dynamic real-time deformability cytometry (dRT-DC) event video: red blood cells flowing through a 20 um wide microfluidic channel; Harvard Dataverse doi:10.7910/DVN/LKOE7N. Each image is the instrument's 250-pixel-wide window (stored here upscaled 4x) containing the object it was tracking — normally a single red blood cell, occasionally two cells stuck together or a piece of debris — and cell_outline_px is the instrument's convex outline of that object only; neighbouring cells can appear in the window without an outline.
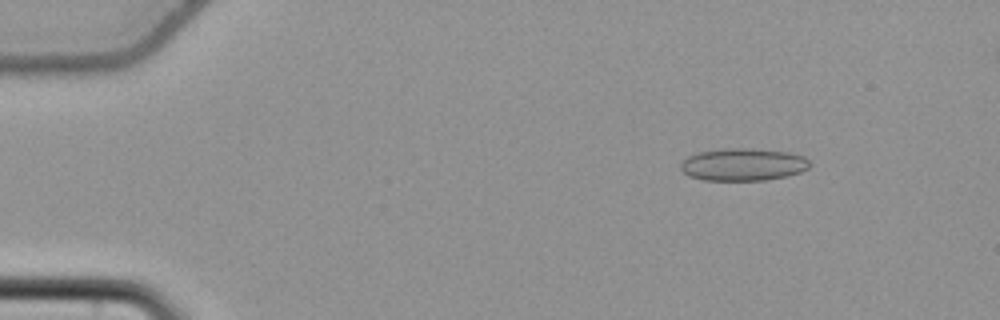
{"species": "common noctule bat (a hibernating species)", "species_latin": "Nyctalus noctula", "temperature_condition": "cold", "stored_images_in_passage": 57, "camera_frame_rate_fps": 3000, "um_per_image_px": 0.085, "animal": {"sex": "female", "body_mass_g": 22.7, "forearm_length_mm": 54.2}, "frame": {"image": 1, "passage_image": 8, "time_ms": 2.333, "image_size_px": [1000, 320], "cell_outline_px": [[812, 164], [808, 168], [800, 172], [788, 176], [764, 180], [704, 180], [688, 176], [680, 168], [680, 164], [688, 156], [700, 152], [724, 148], [752, 148], [788, 152], [804, 156]], "centroid_in_image_um": [63.18, 13.98], "position_along_channel_um": 21.8, "area_um2": 24.51}}
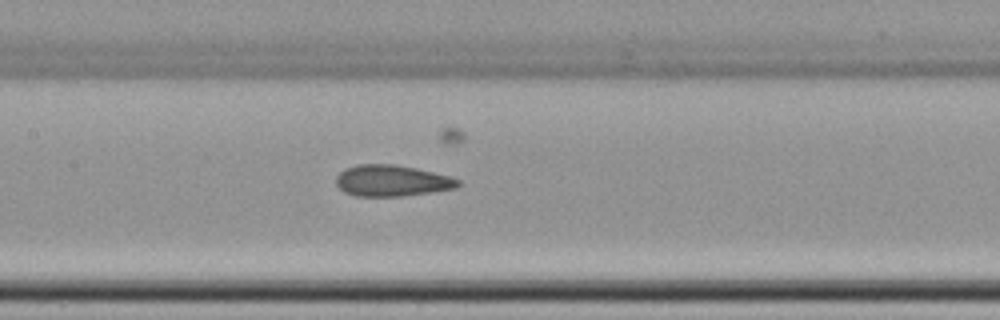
{"frame": {"image": 2, "passage_image": 28, "time_ms": 9.0, "image_size_px": [1000, 320], "cell_outline_px": [[460, 184], [456, 188], [404, 196], [356, 196], [344, 192], [336, 184], [336, 176], [344, 168], [356, 164], [392, 164], [416, 168], [448, 176], [460, 180]], "centroid_in_image_um": [33.27, 15.35], "position_along_channel_um": 174.1, "area_um2": 22.2}}
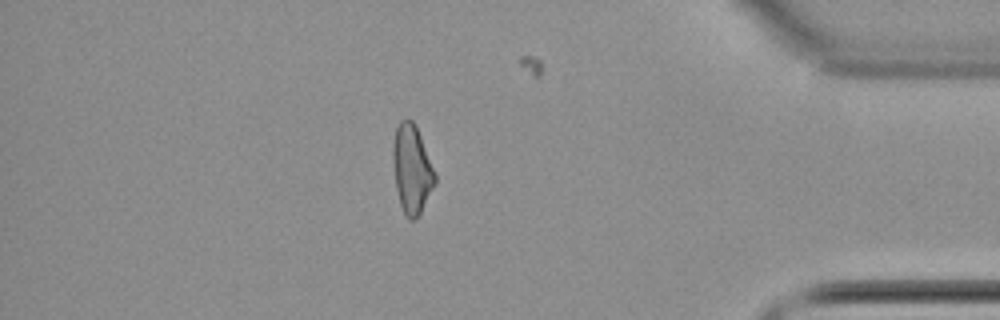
{"frame": {"image": 3, "passage_image": 49, "time_ms": 16.0, "image_size_px": [1000, 320], "cell_outline_px": [[436, 184], [420, 212], [412, 220], [408, 220], [400, 204], [396, 188], [392, 160], [392, 144], [396, 128], [400, 120], [412, 120], [416, 124], [436, 176]], "centroid_in_image_um": [34.99, 14.35], "position_along_channel_um": 400.2, "area_um2": 21.56}}